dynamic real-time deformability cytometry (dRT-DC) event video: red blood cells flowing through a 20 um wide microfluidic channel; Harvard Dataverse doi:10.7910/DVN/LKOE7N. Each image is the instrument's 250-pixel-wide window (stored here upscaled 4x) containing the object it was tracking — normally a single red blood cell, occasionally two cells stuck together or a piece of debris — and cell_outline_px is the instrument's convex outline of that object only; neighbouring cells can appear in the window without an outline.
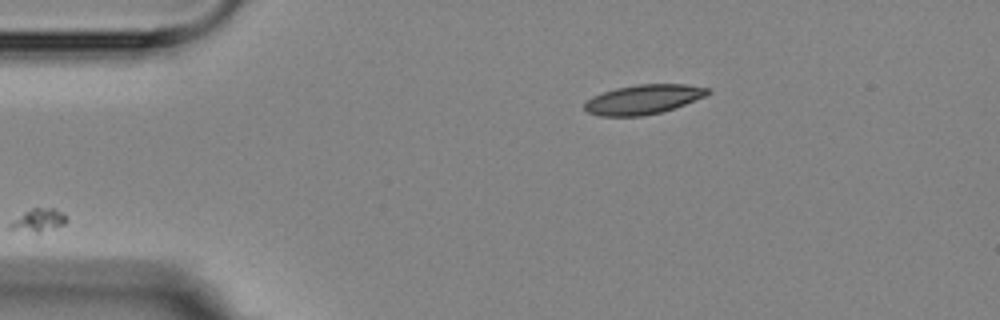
{"species": "Egyptian fruit bat (a non-hibernating species)", "species_latin": "Rousettus aegyptiacus", "temperature_condition": "room temperature", "stored_images_in_passage": 4, "camera_frame_rate_fps": 3000, "um_per_image_px": 0.085, "animal": {"sex": "female"}, "frame": {"image": 1, "passage_image": 4, "time_ms": 4.667, "image_size_px": [1000, 320], "cell_outline_px": [[712, 92], [704, 96], [684, 104], [660, 112], [644, 116], [600, 116], [588, 112], [584, 108], [584, 104], [592, 96], [616, 88], [636, 84], [684, 84], [712, 88]], "centroid_in_image_um": [54.69, 8.44], "position_along_channel_um": 30.3, "area_um2": 21.04}}